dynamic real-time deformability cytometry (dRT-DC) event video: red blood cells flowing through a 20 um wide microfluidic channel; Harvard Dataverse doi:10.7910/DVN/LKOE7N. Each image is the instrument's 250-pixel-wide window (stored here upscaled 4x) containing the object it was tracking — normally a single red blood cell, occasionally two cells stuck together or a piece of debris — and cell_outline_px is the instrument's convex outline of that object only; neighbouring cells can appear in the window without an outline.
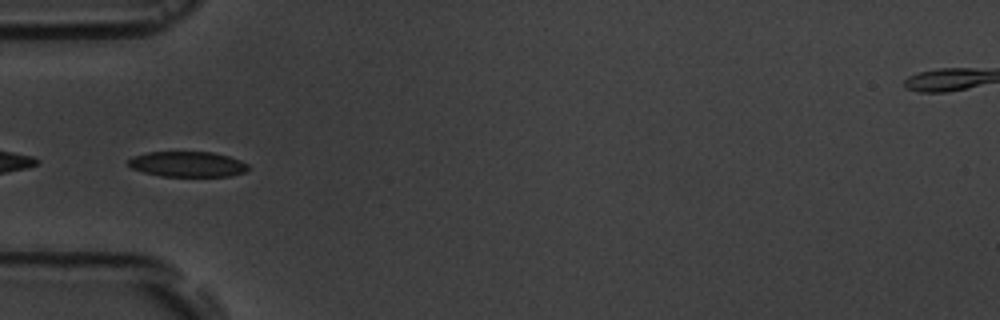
{"species": "common noctule bat (a hibernating species)", "species_latin": "Nyctalus noctula", "temperature_condition": "room temperature", "stored_images_in_passage": 7, "camera_frame_rate_fps": 3000, "um_per_image_px": 0.085, "animal": {"sex": "male", "body_mass_g": 19.5, "forearm_length_mm": 54.6}, "frame": {"image": 1, "passage_image": 4, "time_ms": 4.0, "image_size_px": [1000, 320], "cell_outline_px": [[248, 168], [244, 172], [228, 176], [160, 176], [144, 172], [132, 168], [128, 164], [128, 160], [132, 156], [148, 152], [212, 152], [228, 156], [240, 160], [248, 164]], "centroid_in_image_um": [15.92, 13.95], "position_along_channel_um": 69.1, "area_um2": 17.63}}
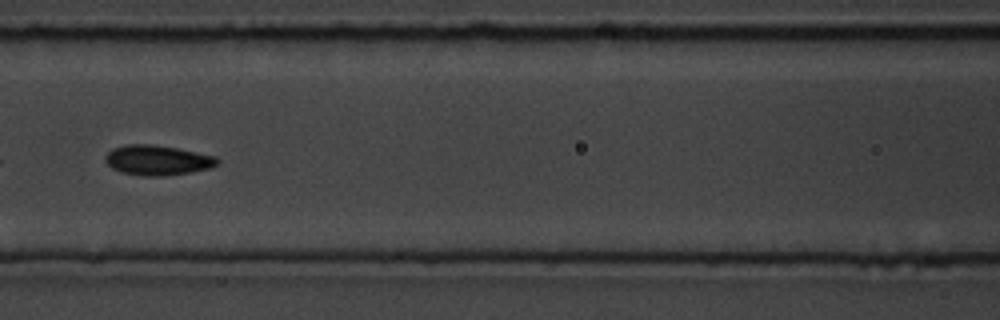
{"frame": {"image": 2, "passage_image": 6, "time_ms": 6.333, "image_size_px": [1000, 320], "cell_outline_px": [[220, 164], [212, 168], [164, 176], [144, 176], [120, 172], [112, 168], [104, 160], [104, 156], [112, 148], [124, 144], [152, 144], [176, 148], [216, 156], [220, 160]], "centroid_in_image_um": [13.38, 13.61], "position_along_channel_um": 153.2, "area_um2": 19.77}}
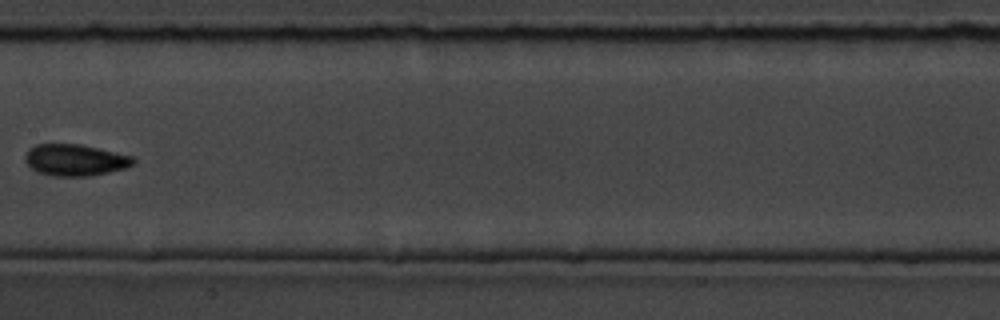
{"frame": {"image": 3, "passage_image": 7, "time_ms": 7.667, "image_size_px": [1000, 320], "cell_outline_px": [[136, 160], [128, 168], [88, 176], [52, 176], [36, 172], [24, 160], [24, 156], [28, 148], [36, 144], [80, 144], [132, 156]], "centroid_in_image_um": [6.35, 13.6], "position_along_channel_um": 201.0, "area_um2": 19.94}}